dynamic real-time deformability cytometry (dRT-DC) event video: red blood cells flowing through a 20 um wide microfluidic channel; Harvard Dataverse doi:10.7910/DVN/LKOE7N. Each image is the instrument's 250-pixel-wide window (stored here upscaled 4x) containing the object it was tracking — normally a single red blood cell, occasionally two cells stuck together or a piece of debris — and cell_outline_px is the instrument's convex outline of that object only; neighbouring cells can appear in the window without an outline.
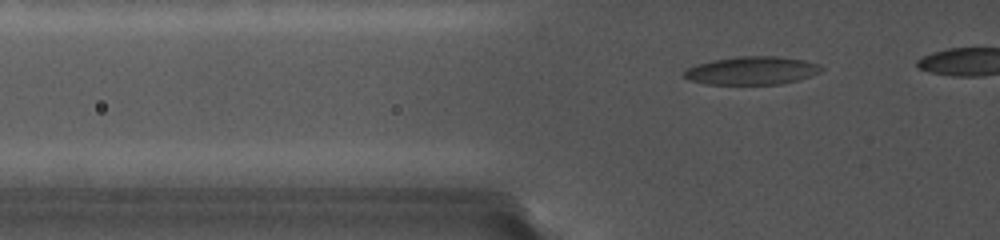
{"species": "common noctule bat (a hibernating species)", "species_latin": "Nyctalus noctula", "temperature_condition": "cold", "stored_images_in_passage": 21, "camera_frame_rate_fps": 5000, "um_per_image_px": 0.085, "animal": {"sex": "female", "body_mass_g": 19.0, "forearm_length_mm": 56.7}, "frame": {"image": 1, "passage_image": 4, "time_ms": 1.2, "image_size_px": [1000, 240], "cell_outline_px": [[824, 68], [820, 72], [796, 80], [780, 84], [708, 84], [692, 80], [684, 76], [684, 72], [688, 68], [700, 64], [716, 60], [744, 56], [776, 56], [804, 60], [816, 64]], "centroid_in_image_um": [63.94, 6.0], "position_along_channel_um": 61.9, "area_um2": 21.85}}
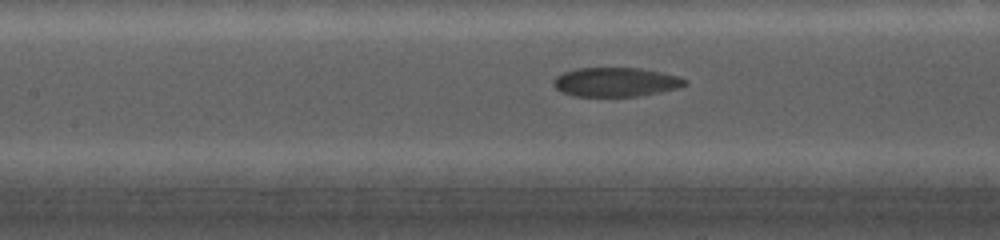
{"frame": {"image": 2, "passage_image": 12, "time_ms": 4.2, "image_size_px": [1000, 240], "cell_outline_px": [[688, 84], [676, 88], [636, 96], [572, 96], [556, 88], [552, 80], [556, 76], [564, 72], [576, 68], [640, 68], [680, 76], [688, 80]], "centroid_in_image_um": [52.33, 6.96], "position_along_channel_um": 155.1, "area_um2": 22.14}}